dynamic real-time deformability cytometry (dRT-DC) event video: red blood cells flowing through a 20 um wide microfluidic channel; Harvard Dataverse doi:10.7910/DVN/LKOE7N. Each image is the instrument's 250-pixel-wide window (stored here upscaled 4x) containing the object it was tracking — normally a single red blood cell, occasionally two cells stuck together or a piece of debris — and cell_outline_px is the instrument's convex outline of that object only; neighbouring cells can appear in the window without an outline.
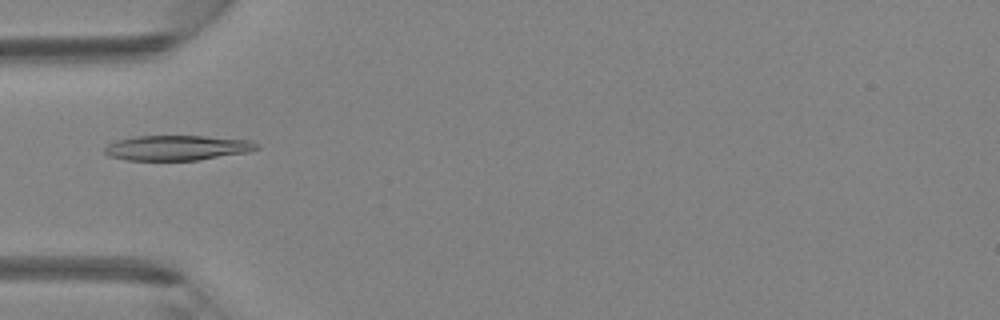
{"species": "Egyptian fruit bat (a non-hibernating species)", "species_latin": "Rousettus aegyptiacus", "temperature_condition": "room temperature", "stored_images_in_passage": 47, "camera_frame_rate_fps": 3000, "um_per_image_px": 0.085, "animal": {"sex": "female"}, "frame": {"image": 1, "passage_image": 15, "time_ms": 4.667, "image_size_px": [1000, 320], "cell_outline_px": [[260, 148], [248, 152], [196, 160], [124, 160], [108, 156], [104, 152], [104, 148], [108, 144], [116, 140], [136, 136], [204, 136], [252, 140], [260, 144]], "centroid_in_image_um": [15.06, 12.56], "position_along_channel_um": 69.9, "area_um2": 22.31}}
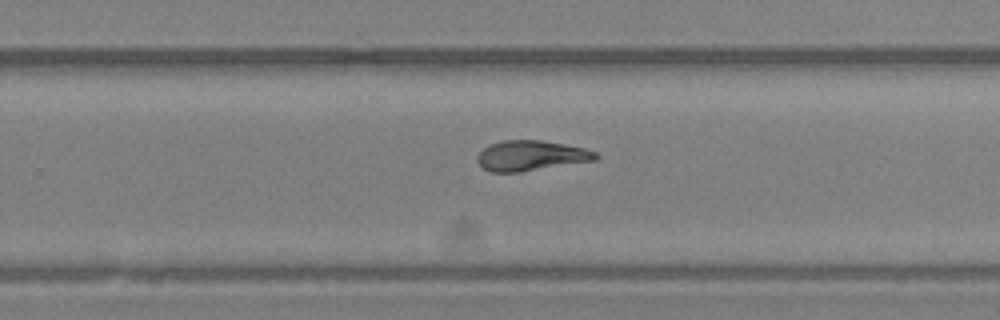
{"frame": {"image": 2, "passage_image": 30, "time_ms": 9.667, "image_size_px": [1000, 320], "cell_outline_px": [[600, 156], [596, 160], [520, 172], [492, 172], [484, 168], [476, 160], [476, 156], [484, 148], [492, 144], [504, 140], [540, 140], [564, 144], [584, 148], [596, 152]], "centroid_in_image_um": [45.15, 13.23], "position_along_channel_um": 284.7, "area_um2": 20.69}}
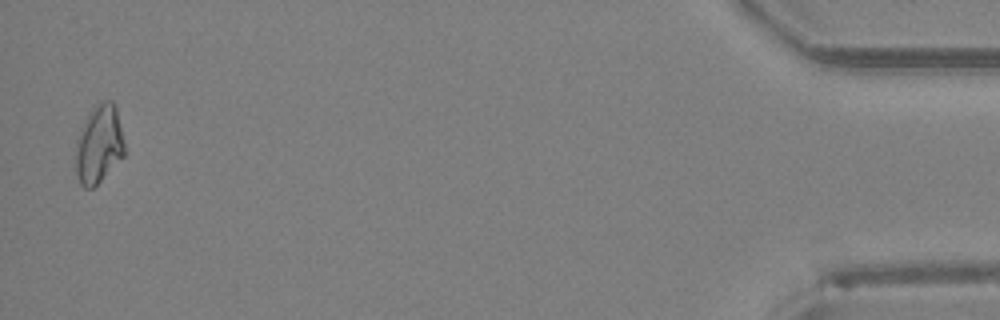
{"frame": {"image": 3, "passage_image": 46, "time_ms": 15.0, "image_size_px": [1000, 320], "cell_outline_px": [[124, 156], [92, 188], [84, 188], [80, 184], [72, 168], [72, 164], [76, 140], [80, 128], [88, 112], [96, 104], [104, 100], [112, 100], [116, 104], [124, 144]], "centroid_in_image_um": [8.34, 12.26], "position_along_channel_um": 426.9, "area_um2": 22.95}, "authors_computed_cell_mechanics": {"area_um2": 21.0392, "velocity_mm_per_s": 4.3087, "shape_relaxation_time_tau1_ms": null, "shape_relaxation_time_tau2_ms": 4.1796, "deformation_change_tau1": null, "deformation_change_tau2": 0.0903}}